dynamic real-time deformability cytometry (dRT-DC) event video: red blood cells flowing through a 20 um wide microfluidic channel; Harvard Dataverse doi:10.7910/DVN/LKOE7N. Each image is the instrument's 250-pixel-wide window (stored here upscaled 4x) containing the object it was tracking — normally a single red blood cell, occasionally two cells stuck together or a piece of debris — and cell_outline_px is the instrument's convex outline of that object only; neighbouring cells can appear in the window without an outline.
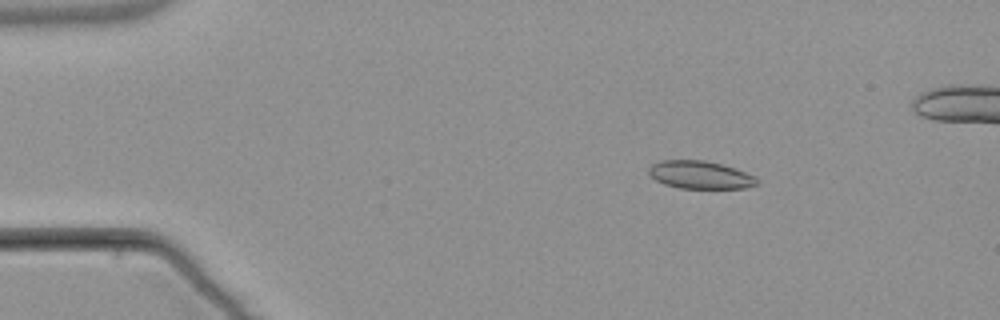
{"species": "common noctule bat (a hibernating species)", "species_latin": "Nyctalus noctula", "temperature_condition": "warm", "stored_images_in_passage": 48, "camera_frame_rate_fps": 3000, "um_per_image_px": 0.085, "animal": {"sex": "male", "body_mass_g": 21.5, "forearm_length_mm": 52.0}, "frame": {"image": 1, "passage_image": 2, "time_ms": 0.333, "image_size_px": [1000, 320], "cell_outline_px": [[760, 184], [744, 188], [680, 188], [664, 184], [656, 180], [648, 172], [648, 168], [652, 164], [660, 160], [704, 160], [736, 168], [756, 176], [760, 180]], "centroid_in_image_um": [59.55, 14.86], "position_along_channel_um": 25.4, "area_um2": 17.69}}
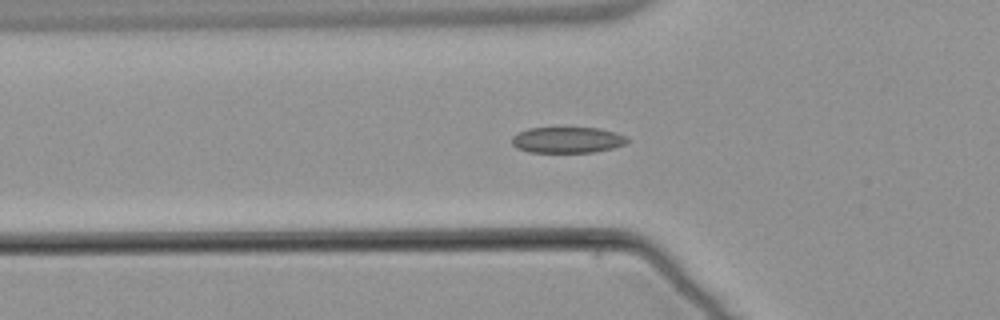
{"frame": {"image": 2, "passage_image": 12, "time_ms": 3.667, "image_size_px": [1000, 320], "cell_outline_px": [[628, 140], [624, 144], [612, 148], [596, 152], [528, 152], [516, 148], [512, 144], [512, 136], [528, 128], [600, 128], [616, 132], [624, 136]], "centroid_in_image_um": [48.2, 11.9], "position_along_channel_um": 77.6, "area_um2": 17.4}}
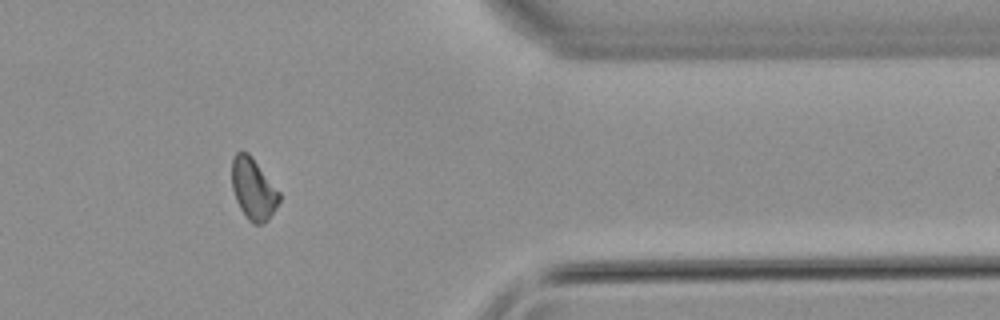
{"frame": {"image": 3, "passage_image": 38, "time_ms": 12.333, "image_size_px": [1000, 320], "cell_outline_px": [[280, 200], [268, 220], [264, 224], [252, 224], [248, 220], [240, 208], [236, 200], [232, 188], [232, 156], [236, 152], [248, 152], [252, 156], [280, 192]], "centroid_in_image_um": [21.53, 16.06], "position_along_channel_um": 389.9, "area_um2": 17.05}, "authors_computed_cell_mechanics": {"area_um2": 17.4267, "velocity_mm_per_s": 3.8245, "shape_relaxation_time_tau1_ms": 7.9945, "shape_relaxation_time_tau2_ms": 4.3052, "deformation_change_tau1": 0.1206, "deformation_change_tau2": 0.1133}}